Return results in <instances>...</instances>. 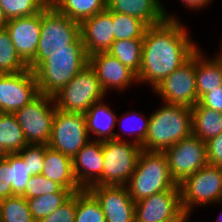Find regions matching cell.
<instances>
[{"label": "cell", "mask_w": 222, "mask_h": 222, "mask_svg": "<svg viewBox=\"0 0 222 222\" xmlns=\"http://www.w3.org/2000/svg\"><path fill=\"white\" fill-rule=\"evenodd\" d=\"M183 212L180 188L135 202V222H166L177 219Z\"/></svg>", "instance_id": "15"}, {"label": "cell", "mask_w": 222, "mask_h": 222, "mask_svg": "<svg viewBox=\"0 0 222 222\" xmlns=\"http://www.w3.org/2000/svg\"><path fill=\"white\" fill-rule=\"evenodd\" d=\"M123 122H124V126H123ZM149 122H150V115L149 117H147L143 113H140L134 110L125 112L124 114H122V116L117 117V120H116V123L119 124L118 126L121 127L120 131H124V134L125 133L128 134L127 136L132 135L133 139H131L130 141L139 146H141L143 142L145 141L148 127H149Z\"/></svg>", "instance_id": "29"}, {"label": "cell", "mask_w": 222, "mask_h": 222, "mask_svg": "<svg viewBox=\"0 0 222 222\" xmlns=\"http://www.w3.org/2000/svg\"><path fill=\"white\" fill-rule=\"evenodd\" d=\"M13 196L9 184V153L0 159V200Z\"/></svg>", "instance_id": "40"}, {"label": "cell", "mask_w": 222, "mask_h": 222, "mask_svg": "<svg viewBox=\"0 0 222 222\" xmlns=\"http://www.w3.org/2000/svg\"><path fill=\"white\" fill-rule=\"evenodd\" d=\"M35 73L0 74V113H14L39 95Z\"/></svg>", "instance_id": "13"}, {"label": "cell", "mask_w": 222, "mask_h": 222, "mask_svg": "<svg viewBox=\"0 0 222 222\" xmlns=\"http://www.w3.org/2000/svg\"><path fill=\"white\" fill-rule=\"evenodd\" d=\"M89 64L85 50H59L35 71L40 94L53 97Z\"/></svg>", "instance_id": "5"}, {"label": "cell", "mask_w": 222, "mask_h": 222, "mask_svg": "<svg viewBox=\"0 0 222 222\" xmlns=\"http://www.w3.org/2000/svg\"><path fill=\"white\" fill-rule=\"evenodd\" d=\"M220 215L222 216V213H220ZM218 216L219 218L216 219V222H222V217Z\"/></svg>", "instance_id": "48"}, {"label": "cell", "mask_w": 222, "mask_h": 222, "mask_svg": "<svg viewBox=\"0 0 222 222\" xmlns=\"http://www.w3.org/2000/svg\"><path fill=\"white\" fill-rule=\"evenodd\" d=\"M106 96L96 72L88 64L53 99L58 110L84 114L95 102Z\"/></svg>", "instance_id": "7"}, {"label": "cell", "mask_w": 222, "mask_h": 222, "mask_svg": "<svg viewBox=\"0 0 222 222\" xmlns=\"http://www.w3.org/2000/svg\"><path fill=\"white\" fill-rule=\"evenodd\" d=\"M89 65L96 72L106 94L112 90L122 93L132 84H138L137 75L107 52L89 56Z\"/></svg>", "instance_id": "16"}, {"label": "cell", "mask_w": 222, "mask_h": 222, "mask_svg": "<svg viewBox=\"0 0 222 222\" xmlns=\"http://www.w3.org/2000/svg\"><path fill=\"white\" fill-rule=\"evenodd\" d=\"M0 143L8 153H17L28 145L13 113H0Z\"/></svg>", "instance_id": "27"}, {"label": "cell", "mask_w": 222, "mask_h": 222, "mask_svg": "<svg viewBox=\"0 0 222 222\" xmlns=\"http://www.w3.org/2000/svg\"><path fill=\"white\" fill-rule=\"evenodd\" d=\"M58 0H44L47 6H53Z\"/></svg>", "instance_id": "47"}, {"label": "cell", "mask_w": 222, "mask_h": 222, "mask_svg": "<svg viewBox=\"0 0 222 222\" xmlns=\"http://www.w3.org/2000/svg\"><path fill=\"white\" fill-rule=\"evenodd\" d=\"M41 174L58 182L73 194L83 190L75 179L72 158L49 148L48 145H45V159Z\"/></svg>", "instance_id": "22"}, {"label": "cell", "mask_w": 222, "mask_h": 222, "mask_svg": "<svg viewBox=\"0 0 222 222\" xmlns=\"http://www.w3.org/2000/svg\"><path fill=\"white\" fill-rule=\"evenodd\" d=\"M52 193H72V192L68 189H65L58 182L52 181L44 177L42 174H40L30 177V180L26 185L25 192L21 196H24L26 199H28Z\"/></svg>", "instance_id": "36"}, {"label": "cell", "mask_w": 222, "mask_h": 222, "mask_svg": "<svg viewBox=\"0 0 222 222\" xmlns=\"http://www.w3.org/2000/svg\"><path fill=\"white\" fill-rule=\"evenodd\" d=\"M76 213V193L50 215L37 222H74Z\"/></svg>", "instance_id": "38"}, {"label": "cell", "mask_w": 222, "mask_h": 222, "mask_svg": "<svg viewBox=\"0 0 222 222\" xmlns=\"http://www.w3.org/2000/svg\"><path fill=\"white\" fill-rule=\"evenodd\" d=\"M126 187L134 202L172 188H180L170 175L166 154L144 150L139 154Z\"/></svg>", "instance_id": "4"}, {"label": "cell", "mask_w": 222, "mask_h": 222, "mask_svg": "<svg viewBox=\"0 0 222 222\" xmlns=\"http://www.w3.org/2000/svg\"><path fill=\"white\" fill-rule=\"evenodd\" d=\"M104 100L105 98L95 102L84 113L86 129L90 139L93 138V141L101 142L114 139L130 141L129 138L125 136L123 138L121 133L114 132L115 125H117V116L113 108H110V105Z\"/></svg>", "instance_id": "21"}, {"label": "cell", "mask_w": 222, "mask_h": 222, "mask_svg": "<svg viewBox=\"0 0 222 222\" xmlns=\"http://www.w3.org/2000/svg\"><path fill=\"white\" fill-rule=\"evenodd\" d=\"M74 222H106L100 203L87 189L76 193Z\"/></svg>", "instance_id": "31"}, {"label": "cell", "mask_w": 222, "mask_h": 222, "mask_svg": "<svg viewBox=\"0 0 222 222\" xmlns=\"http://www.w3.org/2000/svg\"><path fill=\"white\" fill-rule=\"evenodd\" d=\"M17 153L22 157L23 162H27L31 176L41 174L45 159V145L28 144Z\"/></svg>", "instance_id": "37"}, {"label": "cell", "mask_w": 222, "mask_h": 222, "mask_svg": "<svg viewBox=\"0 0 222 222\" xmlns=\"http://www.w3.org/2000/svg\"><path fill=\"white\" fill-rule=\"evenodd\" d=\"M184 25L181 19H166L146 28L138 83H145L154 89L199 48Z\"/></svg>", "instance_id": "1"}, {"label": "cell", "mask_w": 222, "mask_h": 222, "mask_svg": "<svg viewBox=\"0 0 222 222\" xmlns=\"http://www.w3.org/2000/svg\"><path fill=\"white\" fill-rule=\"evenodd\" d=\"M8 152L2 147L0 143V159L3 158Z\"/></svg>", "instance_id": "46"}, {"label": "cell", "mask_w": 222, "mask_h": 222, "mask_svg": "<svg viewBox=\"0 0 222 222\" xmlns=\"http://www.w3.org/2000/svg\"><path fill=\"white\" fill-rule=\"evenodd\" d=\"M184 213L192 216L195 207L222 205V167L207 164L179 184Z\"/></svg>", "instance_id": "6"}, {"label": "cell", "mask_w": 222, "mask_h": 222, "mask_svg": "<svg viewBox=\"0 0 222 222\" xmlns=\"http://www.w3.org/2000/svg\"><path fill=\"white\" fill-rule=\"evenodd\" d=\"M189 221H190V215L183 212L177 219L169 220L166 222H189Z\"/></svg>", "instance_id": "43"}, {"label": "cell", "mask_w": 222, "mask_h": 222, "mask_svg": "<svg viewBox=\"0 0 222 222\" xmlns=\"http://www.w3.org/2000/svg\"><path fill=\"white\" fill-rule=\"evenodd\" d=\"M46 6L44 0H0V7L8 20L32 16Z\"/></svg>", "instance_id": "35"}, {"label": "cell", "mask_w": 222, "mask_h": 222, "mask_svg": "<svg viewBox=\"0 0 222 222\" xmlns=\"http://www.w3.org/2000/svg\"><path fill=\"white\" fill-rule=\"evenodd\" d=\"M87 190L100 203L106 222H135V202L126 186L92 185Z\"/></svg>", "instance_id": "14"}, {"label": "cell", "mask_w": 222, "mask_h": 222, "mask_svg": "<svg viewBox=\"0 0 222 222\" xmlns=\"http://www.w3.org/2000/svg\"><path fill=\"white\" fill-rule=\"evenodd\" d=\"M89 141L84 114L56 109L49 148L73 158Z\"/></svg>", "instance_id": "10"}, {"label": "cell", "mask_w": 222, "mask_h": 222, "mask_svg": "<svg viewBox=\"0 0 222 222\" xmlns=\"http://www.w3.org/2000/svg\"><path fill=\"white\" fill-rule=\"evenodd\" d=\"M8 19L6 18L4 11L0 7V29L5 28L7 25Z\"/></svg>", "instance_id": "44"}, {"label": "cell", "mask_w": 222, "mask_h": 222, "mask_svg": "<svg viewBox=\"0 0 222 222\" xmlns=\"http://www.w3.org/2000/svg\"><path fill=\"white\" fill-rule=\"evenodd\" d=\"M208 163L222 167V132L206 142Z\"/></svg>", "instance_id": "39"}, {"label": "cell", "mask_w": 222, "mask_h": 222, "mask_svg": "<svg viewBox=\"0 0 222 222\" xmlns=\"http://www.w3.org/2000/svg\"><path fill=\"white\" fill-rule=\"evenodd\" d=\"M182 1L183 5H185L186 8L191 10H200L206 8L209 6L213 0H180ZM209 4V5H208Z\"/></svg>", "instance_id": "42"}, {"label": "cell", "mask_w": 222, "mask_h": 222, "mask_svg": "<svg viewBox=\"0 0 222 222\" xmlns=\"http://www.w3.org/2000/svg\"><path fill=\"white\" fill-rule=\"evenodd\" d=\"M191 109L192 134L207 142L222 132V112L204 107L199 102Z\"/></svg>", "instance_id": "24"}, {"label": "cell", "mask_w": 222, "mask_h": 222, "mask_svg": "<svg viewBox=\"0 0 222 222\" xmlns=\"http://www.w3.org/2000/svg\"><path fill=\"white\" fill-rule=\"evenodd\" d=\"M6 29L18 54L29 64L36 56L40 39L41 12L32 16L10 19Z\"/></svg>", "instance_id": "18"}, {"label": "cell", "mask_w": 222, "mask_h": 222, "mask_svg": "<svg viewBox=\"0 0 222 222\" xmlns=\"http://www.w3.org/2000/svg\"><path fill=\"white\" fill-rule=\"evenodd\" d=\"M0 222H35L24 196L0 200Z\"/></svg>", "instance_id": "30"}, {"label": "cell", "mask_w": 222, "mask_h": 222, "mask_svg": "<svg viewBox=\"0 0 222 222\" xmlns=\"http://www.w3.org/2000/svg\"><path fill=\"white\" fill-rule=\"evenodd\" d=\"M113 26V12L108 9L80 24V35L88 57L110 49L115 41Z\"/></svg>", "instance_id": "17"}, {"label": "cell", "mask_w": 222, "mask_h": 222, "mask_svg": "<svg viewBox=\"0 0 222 222\" xmlns=\"http://www.w3.org/2000/svg\"><path fill=\"white\" fill-rule=\"evenodd\" d=\"M59 50H85L80 23L59 13L53 6L41 11V31L36 56L28 64L33 72Z\"/></svg>", "instance_id": "2"}, {"label": "cell", "mask_w": 222, "mask_h": 222, "mask_svg": "<svg viewBox=\"0 0 222 222\" xmlns=\"http://www.w3.org/2000/svg\"><path fill=\"white\" fill-rule=\"evenodd\" d=\"M199 47L195 51L196 90L198 100L206 93L222 85V63L207 57Z\"/></svg>", "instance_id": "23"}, {"label": "cell", "mask_w": 222, "mask_h": 222, "mask_svg": "<svg viewBox=\"0 0 222 222\" xmlns=\"http://www.w3.org/2000/svg\"><path fill=\"white\" fill-rule=\"evenodd\" d=\"M163 103L192 108L198 103L195 52L178 69L163 79L153 90Z\"/></svg>", "instance_id": "11"}, {"label": "cell", "mask_w": 222, "mask_h": 222, "mask_svg": "<svg viewBox=\"0 0 222 222\" xmlns=\"http://www.w3.org/2000/svg\"><path fill=\"white\" fill-rule=\"evenodd\" d=\"M73 173L78 185L88 189L102 185L104 158L101 141H89L73 158Z\"/></svg>", "instance_id": "19"}, {"label": "cell", "mask_w": 222, "mask_h": 222, "mask_svg": "<svg viewBox=\"0 0 222 222\" xmlns=\"http://www.w3.org/2000/svg\"><path fill=\"white\" fill-rule=\"evenodd\" d=\"M29 69L11 41L8 30L0 29V74L18 73Z\"/></svg>", "instance_id": "28"}, {"label": "cell", "mask_w": 222, "mask_h": 222, "mask_svg": "<svg viewBox=\"0 0 222 222\" xmlns=\"http://www.w3.org/2000/svg\"><path fill=\"white\" fill-rule=\"evenodd\" d=\"M55 113L53 97L39 94L13 114L22 128L27 144L48 145Z\"/></svg>", "instance_id": "8"}, {"label": "cell", "mask_w": 222, "mask_h": 222, "mask_svg": "<svg viewBox=\"0 0 222 222\" xmlns=\"http://www.w3.org/2000/svg\"><path fill=\"white\" fill-rule=\"evenodd\" d=\"M198 102L204 107L222 112V85L204 94Z\"/></svg>", "instance_id": "41"}, {"label": "cell", "mask_w": 222, "mask_h": 222, "mask_svg": "<svg viewBox=\"0 0 222 222\" xmlns=\"http://www.w3.org/2000/svg\"><path fill=\"white\" fill-rule=\"evenodd\" d=\"M141 150V146L131 141H103L102 185L126 186L135 170Z\"/></svg>", "instance_id": "9"}, {"label": "cell", "mask_w": 222, "mask_h": 222, "mask_svg": "<svg viewBox=\"0 0 222 222\" xmlns=\"http://www.w3.org/2000/svg\"><path fill=\"white\" fill-rule=\"evenodd\" d=\"M73 193H52L28 198L27 202L35 222L50 215L59 206L64 204Z\"/></svg>", "instance_id": "33"}, {"label": "cell", "mask_w": 222, "mask_h": 222, "mask_svg": "<svg viewBox=\"0 0 222 222\" xmlns=\"http://www.w3.org/2000/svg\"><path fill=\"white\" fill-rule=\"evenodd\" d=\"M169 172L177 185L208 163L206 142L191 134L164 151Z\"/></svg>", "instance_id": "12"}, {"label": "cell", "mask_w": 222, "mask_h": 222, "mask_svg": "<svg viewBox=\"0 0 222 222\" xmlns=\"http://www.w3.org/2000/svg\"><path fill=\"white\" fill-rule=\"evenodd\" d=\"M107 9L141 19L147 26L180 18L171 15L160 0H107Z\"/></svg>", "instance_id": "20"}, {"label": "cell", "mask_w": 222, "mask_h": 222, "mask_svg": "<svg viewBox=\"0 0 222 222\" xmlns=\"http://www.w3.org/2000/svg\"><path fill=\"white\" fill-rule=\"evenodd\" d=\"M53 7L77 23L107 9V0H58Z\"/></svg>", "instance_id": "25"}, {"label": "cell", "mask_w": 222, "mask_h": 222, "mask_svg": "<svg viewBox=\"0 0 222 222\" xmlns=\"http://www.w3.org/2000/svg\"><path fill=\"white\" fill-rule=\"evenodd\" d=\"M163 104L150 114L147 135L141 145L144 151L164 152L192 134V109Z\"/></svg>", "instance_id": "3"}, {"label": "cell", "mask_w": 222, "mask_h": 222, "mask_svg": "<svg viewBox=\"0 0 222 222\" xmlns=\"http://www.w3.org/2000/svg\"><path fill=\"white\" fill-rule=\"evenodd\" d=\"M30 177L27 162H23L18 153H9V184H11L13 196H21L25 192Z\"/></svg>", "instance_id": "34"}, {"label": "cell", "mask_w": 222, "mask_h": 222, "mask_svg": "<svg viewBox=\"0 0 222 222\" xmlns=\"http://www.w3.org/2000/svg\"><path fill=\"white\" fill-rule=\"evenodd\" d=\"M113 29L116 40L143 39L148 27L141 19L113 12Z\"/></svg>", "instance_id": "32"}, {"label": "cell", "mask_w": 222, "mask_h": 222, "mask_svg": "<svg viewBox=\"0 0 222 222\" xmlns=\"http://www.w3.org/2000/svg\"><path fill=\"white\" fill-rule=\"evenodd\" d=\"M143 39L116 40L107 51L138 75L141 68Z\"/></svg>", "instance_id": "26"}, {"label": "cell", "mask_w": 222, "mask_h": 222, "mask_svg": "<svg viewBox=\"0 0 222 222\" xmlns=\"http://www.w3.org/2000/svg\"><path fill=\"white\" fill-rule=\"evenodd\" d=\"M220 43H221L220 50H219L218 53L214 54L213 57H214L217 61H219V62L222 63V40H221Z\"/></svg>", "instance_id": "45"}]
</instances>
